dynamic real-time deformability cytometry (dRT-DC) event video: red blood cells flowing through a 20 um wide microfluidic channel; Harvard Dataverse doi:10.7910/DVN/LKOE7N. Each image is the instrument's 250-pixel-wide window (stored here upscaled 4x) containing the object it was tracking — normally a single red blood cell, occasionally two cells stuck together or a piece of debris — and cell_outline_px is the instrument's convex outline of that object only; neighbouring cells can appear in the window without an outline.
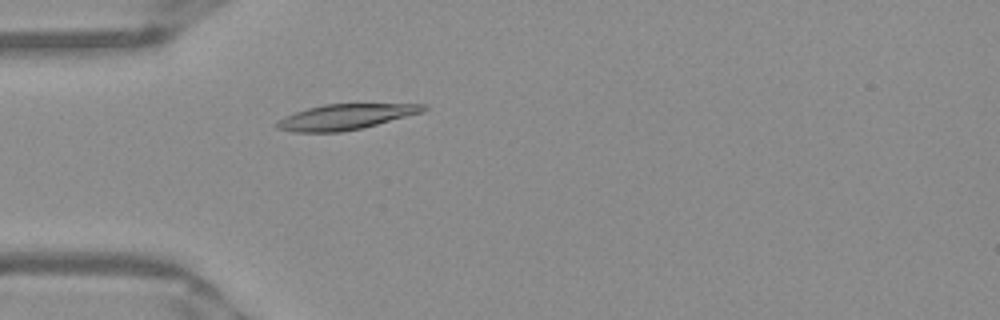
{"species": "Egyptian fruit bat (a non-hibernating species)", "species_latin": "Rousettus aegyptiacus", "temperature_condition": "warm", "stored_images_in_passage": 51, "camera_frame_rate_fps": 3000, "um_per_image_px": 0.085, "frame": {"image": 1, "passage_image": 15, "time_ms": 4.667, "image_size_px": [1000, 320], "cell_outline_px": [[428, 108], [420, 112], [364, 128], [340, 132], [292, 132], [276, 128], [276, 124], [284, 116], [308, 108], [324, 104], [424, 104]], "centroid_in_image_um": [29.33, 9.94], "position_along_channel_um": 55.7, "area_um2": 21.44}}
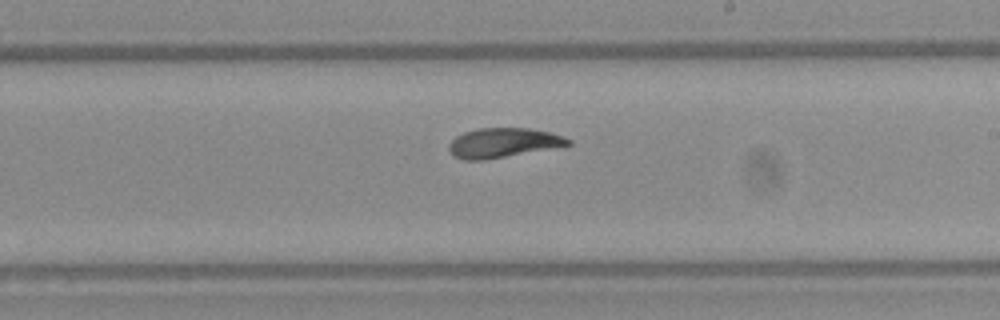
{"frame": {"image": 2, "passage_image": 30, "time_ms": 9.667, "image_size_px": [1000, 320], "cell_outline_px": [[572, 144], [484, 160], [464, 160], [456, 156], [448, 148], [448, 144], [456, 136], [464, 132], [476, 128], [528, 128], [548, 132], [572, 140]], "centroid_in_image_um": [42.72, 12.13], "position_along_channel_um": 246.3, "area_um2": 20.11}}
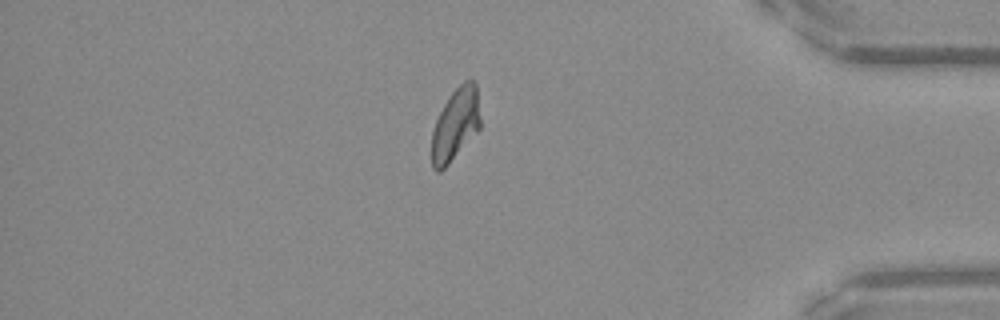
{"frame": {"image": 3, "passage_image": 44, "time_ms": 14.333, "image_size_px": [1000, 320], "cell_outline_px": [[480, 128], [448, 164], [440, 172], [436, 172], [432, 168], [432, 132], [436, 120], [444, 104], [452, 92], [464, 80], [472, 80], [476, 84], [480, 116]], "centroid_in_image_um": [38.71, 10.58], "position_along_channel_um": 396.5, "area_um2": 20.23}, "authors_computed_cell_mechanics": {"area_um2": 21.2126, "velocity_mm_per_s": 3.9176, "shape_relaxation_time_tau1_ms": 4.1482, "shape_relaxation_time_tau2_ms": 2.1335, "deformation_change_tau1": 0.1577, "deformation_change_tau2": 0.0764}}